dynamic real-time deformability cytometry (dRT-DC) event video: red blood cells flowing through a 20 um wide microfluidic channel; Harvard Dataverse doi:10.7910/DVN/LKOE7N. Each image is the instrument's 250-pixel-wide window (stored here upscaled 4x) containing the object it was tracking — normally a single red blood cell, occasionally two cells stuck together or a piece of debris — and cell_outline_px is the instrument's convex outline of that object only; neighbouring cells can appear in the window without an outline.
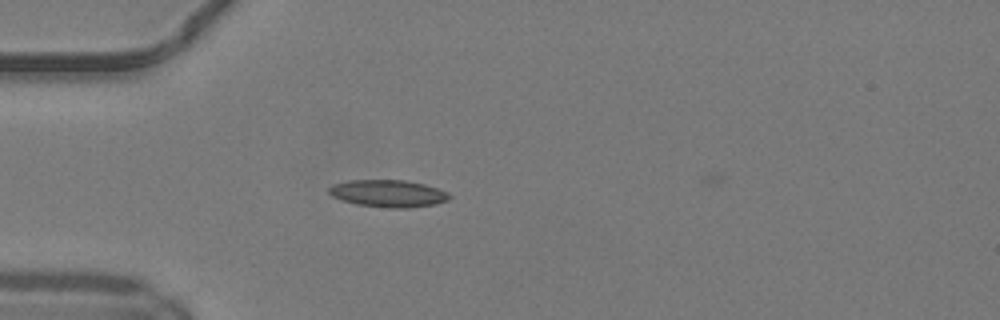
{"species": "common noctule bat (a hibernating species)", "species_latin": "Nyctalus noctula", "temperature_condition": "warm", "stored_images_in_passage": 36, "camera_frame_rate_fps": 3000, "um_per_image_px": 0.085, "animal": {"sex": "male", "body_mass_g": 19.2, "forearm_length_mm": 51.8}, "frame": {"image": 1, "passage_image": 1, "time_ms": 0.0, "image_size_px": [1000, 320], "cell_outline_px": [[452, 196], [448, 200], [436, 204], [408, 208], [388, 208], [356, 204], [332, 196], [328, 192], [328, 188], [332, 184], [348, 180], [404, 180], [424, 184], [448, 192]], "centroid_in_image_um": [33.0, 16.44], "position_along_channel_um": 52.0, "area_um2": 19.13}}
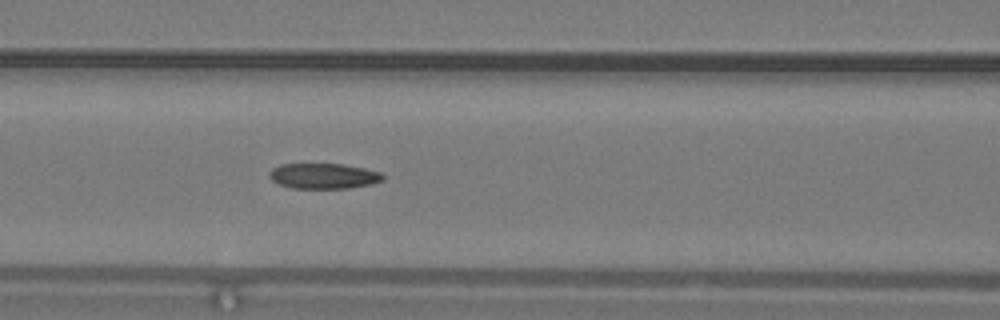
{"frame": {"image": 2, "passage_image": 8, "time_ms": 2.333, "image_size_px": [1000, 320], "cell_outline_px": [[384, 180], [372, 184], [348, 188], [292, 188], [280, 184], [272, 180], [268, 176], [268, 172], [272, 168], [280, 164], [344, 164], [364, 168], [380, 172], [384, 176]], "centroid_in_image_um": [27.5, 14.95], "position_along_channel_um": 139.1, "area_um2": 16.88}}
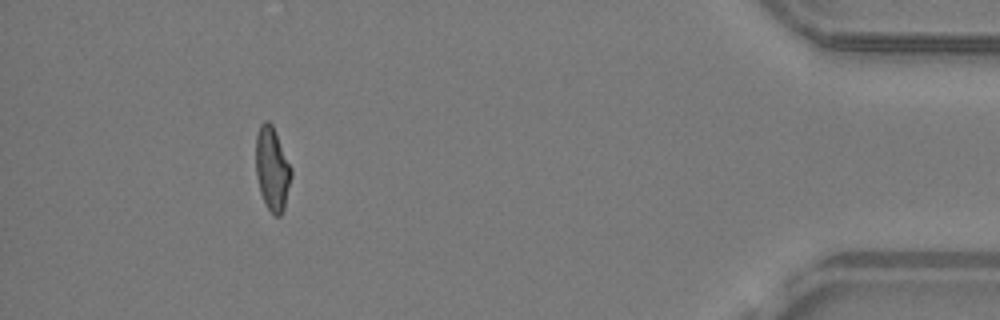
{"frame": {"image": 3, "passage_image": 32, "time_ms": 10.333, "image_size_px": [1000, 320], "cell_outline_px": [[292, 176], [284, 208], [280, 216], [276, 216], [268, 208], [260, 192], [256, 176], [256, 136], [260, 124], [264, 120], [268, 120], [272, 124], [292, 168]], "centroid_in_image_um": [23.14, 14.32], "position_along_channel_um": 412.1, "area_um2": 17.22}, "authors_computed_cell_mechanics": {"area_um2": 17.4845, "velocity_mm_per_s": 4.1643, "shape_relaxation_time_tau1_ms": null, "shape_relaxation_time_tau2_ms": 3.1972, "deformation_change_tau1": null, "deformation_change_tau2": 0.1105}}